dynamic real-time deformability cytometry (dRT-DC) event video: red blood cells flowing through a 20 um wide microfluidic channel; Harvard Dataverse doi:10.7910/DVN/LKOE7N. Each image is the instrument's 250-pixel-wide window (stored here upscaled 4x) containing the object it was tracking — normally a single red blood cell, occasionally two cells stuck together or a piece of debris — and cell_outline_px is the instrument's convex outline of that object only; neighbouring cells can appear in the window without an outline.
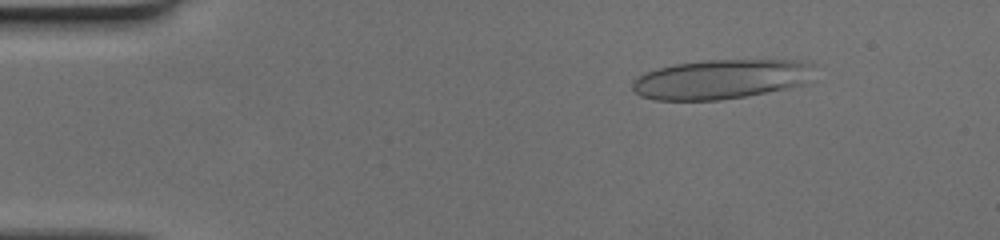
{"species": "human", "species_latin": "Homo sapiens", "temperature_condition": "cold", "stored_images_in_passage": 49, "camera_frame_rate_fps": 3000, "um_per_image_px": 0.085, "donor": {"sex": "female"}, "frame": {"image": 1, "passage_image": 7, "time_ms": 2.0, "image_size_px": [1000, 240], "cell_outline_px": [[816, 64], [804, 84], [744, 96], [720, 100], [652, 100], [640, 96], [632, 92], [632, 80], [636, 76], [644, 72], [672, 64], [704, 60], [800, 60]], "centroid_in_image_um": [61.19, 6.72], "position_along_channel_um": 23.8, "area_um2": 42.08}}
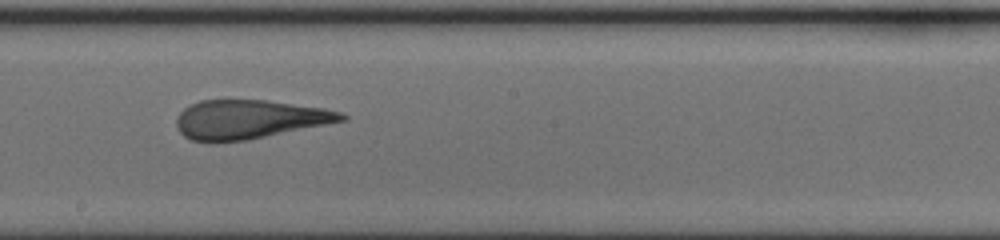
{"frame": {"image": 2, "passage_image": 28, "time_ms": 9.0, "image_size_px": [1000, 240], "cell_outline_px": [[348, 120], [248, 140], [192, 140], [184, 136], [176, 128], [176, 116], [184, 108], [200, 100], [268, 100], [324, 108], [340, 112], [348, 116]], "centroid_in_image_um": [21.22, 10.13], "position_along_channel_um": 227.0, "area_um2": 37.17}}
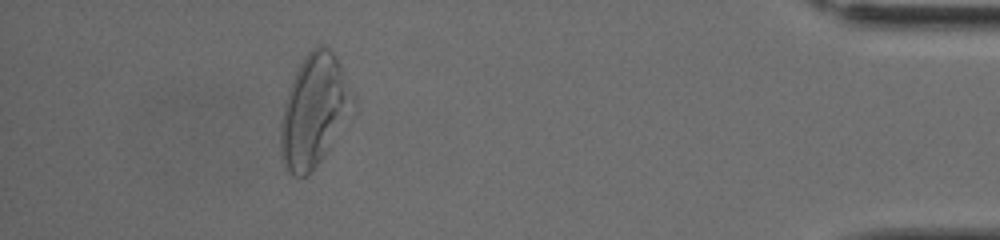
{"frame": {"image": 3, "passage_image": 45, "time_ms": 14.667, "image_size_px": [1000, 240], "cell_outline_px": [[356, 108], [324, 156], [308, 176], [288, 176], [284, 168], [280, 156], [280, 120], [288, 92], [292, 80], [304, 56], [316, 44], [324, 44], [332, 52], [340, 64], [356, 96]], "centroid_in_image_um": [26.72, 9.44], "position_along_channel_um": 408.5, "area_um2": 48.03}}